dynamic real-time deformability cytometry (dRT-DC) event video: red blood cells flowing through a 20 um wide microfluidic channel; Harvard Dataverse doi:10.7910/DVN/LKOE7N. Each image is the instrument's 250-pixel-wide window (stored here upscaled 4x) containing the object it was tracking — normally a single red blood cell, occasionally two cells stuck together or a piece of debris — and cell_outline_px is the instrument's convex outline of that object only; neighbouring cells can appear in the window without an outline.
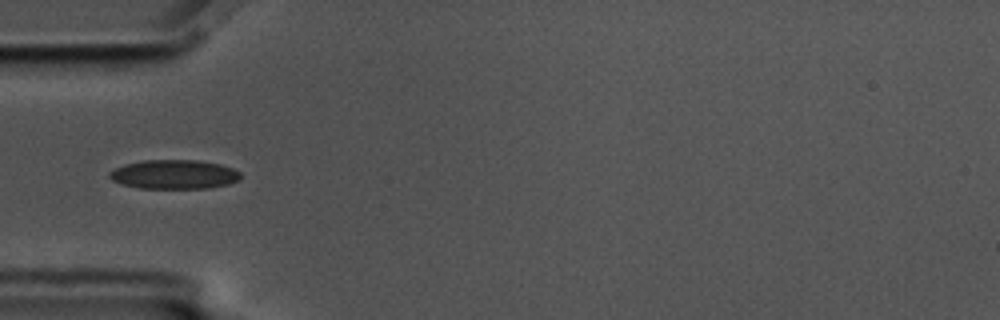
{"species": "common noctule bat (a hibernating species)", "species_latin": "Nyctalus noctula", "temperature_condition": "cold", "stored_images_in_passage": 41, "camera_frame_rate_fps": 3000, "um_per_image_px": 0.085, "animal": {"sex": "male", "body_mass_g": 17.5, "forearm_length_mm": 52.3}, "frame": {"image": 1, "passage_image": 1, "time_ms": 0.0, "image_size_px": [1000, 320], "cell_outline_px": [[240, 180], [228, 184], [208, 188], [140, 188], [120, 184], [112, 180], [108, 176], [108, 172], [124, 164], [144, 160], [196, 160], [220, 164], [232, 168], [240, 172]], "centroid_in_image_um": [14.78, 14.82], "position_along_channel_um": 70.2, "area_um2": 22.31}}
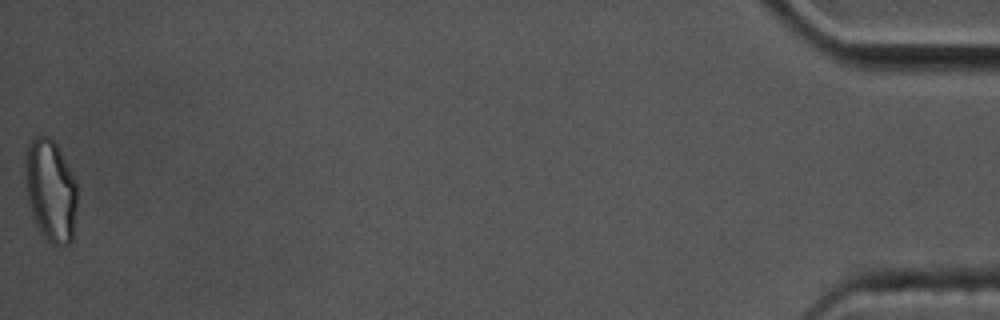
{"frame": {"image": 2, "passage_image": 41, "time_ms": 13.333, "image_size_px": [1000, 320], "cell_outline_px": [[76, 208], [72, 240], [68, 244], [52, 244], [44, 236], [36, 224], [28, 200], [24, 180], [24, 160], [28, 144], [32, 136], [48, 136], [56, 144], [72, 172], [76, 180]], "centroid_in_image_um": [4.28, 16.14], "position_along_channel_um": 430.9, "area_um2": 30.98}, "authors_computed_cell_mechanics": {"area_um2": 21.5594, "velocity_mm_per_s": 3.4483, "shape_relaxation_time_tau1_ms": 5.8089, "shape_relaxation_time_tau2_ms": 2.4214, "deformation_change_tau1": 0.143, "deformation_change_tau2": 0.0802}}